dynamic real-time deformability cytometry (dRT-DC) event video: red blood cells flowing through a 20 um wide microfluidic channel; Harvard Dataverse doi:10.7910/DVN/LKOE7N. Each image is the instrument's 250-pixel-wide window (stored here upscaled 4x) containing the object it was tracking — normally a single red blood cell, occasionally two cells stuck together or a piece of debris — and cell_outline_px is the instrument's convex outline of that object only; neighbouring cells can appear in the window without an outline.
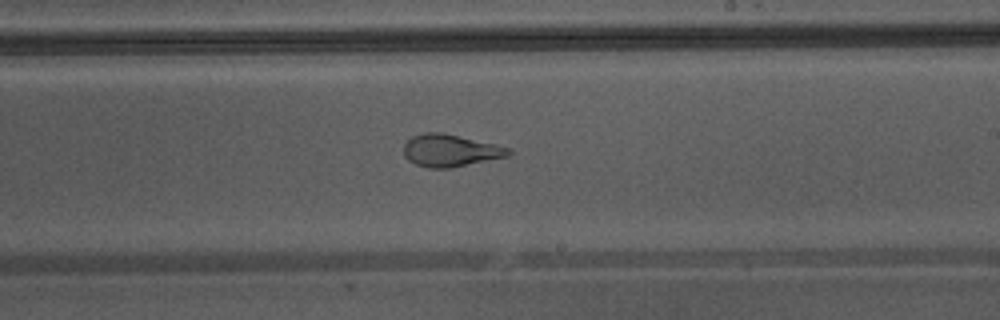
{"species": "Egyptian fruit bat (a non-hibernating species)", "species_latin": "Rousettus aegyptiacus", "temperature_condition": "warm", "stored_images_in_passage": 44, "camera_frame_rate_fps": 3000, "um_per_image_px": 0.085, "animal": {"sex": "male"}, "frame": {"image": 1, "passage_image": 26, "time_ms": 8.333, "image_size_px": [1000, 320], "cell_outline_px": [[512, 152], [508, 156], [452, 168], [428, 168], [416, 164], [408, 160], [404, 156], [404, 144], [412, 136], [424, 132], [444, 132], [512, 148]], "centroid_in_image_um": [38.28, 12.79], "position_along_channel_um": 250.7, "area_um2": 19.88}, "authors_computed_cell_mechanics": {"area_um2": 24.6517, "velocity_mm_per_s": 4.3696, "shape_relaxation_time_tau1_ms": null, "shape_relaxation_time_tau2_ms": 0.9283, "deformation_change_tau1": null, "deformation_change_tau2": 0.0648}}